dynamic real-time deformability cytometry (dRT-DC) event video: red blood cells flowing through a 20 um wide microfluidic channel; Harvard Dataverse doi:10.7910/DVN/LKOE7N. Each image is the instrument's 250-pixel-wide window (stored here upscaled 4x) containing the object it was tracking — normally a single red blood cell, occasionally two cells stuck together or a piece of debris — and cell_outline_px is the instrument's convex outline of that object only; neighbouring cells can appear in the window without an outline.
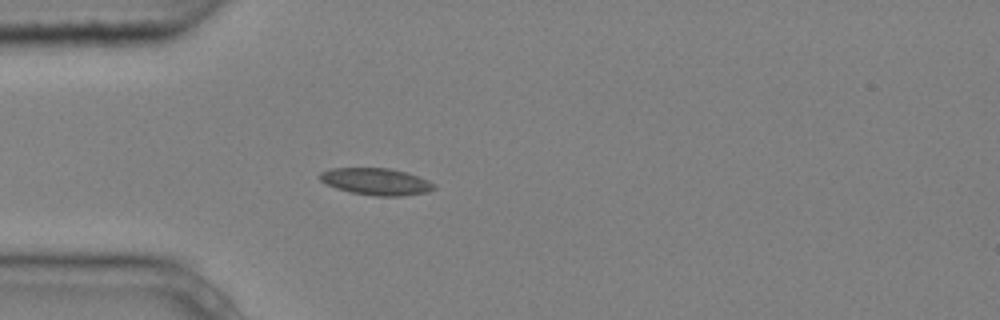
{"species": "common noctule bat (a hibernating species)", "species_latin": "Nyctalus noctula", "temperature_condition": "cold", "stored_images_in_passage": 4, "camera_frame_rate_fps": 3000, "um_per_image_px": 0.085, "animal": {"sex": "male", "body_mass_g": 20.4}, "frame": {"image": 1, "passage_image": 4, "time_ms": 1.0, "image_size_px": [1000, 320], "cell_outline_px": [[436, 188], [428, 192], [400, 196], [372, 196], [352, 192], [336, 188], [320, 180], [320, 172], [332, 168], [388, 168], [404, 172], [428, 180], [436, 184]], "centroid_in_image_um": [31.99, 15.44], "position_along_channel_um": 53.0, "area_um2": 17.74}}